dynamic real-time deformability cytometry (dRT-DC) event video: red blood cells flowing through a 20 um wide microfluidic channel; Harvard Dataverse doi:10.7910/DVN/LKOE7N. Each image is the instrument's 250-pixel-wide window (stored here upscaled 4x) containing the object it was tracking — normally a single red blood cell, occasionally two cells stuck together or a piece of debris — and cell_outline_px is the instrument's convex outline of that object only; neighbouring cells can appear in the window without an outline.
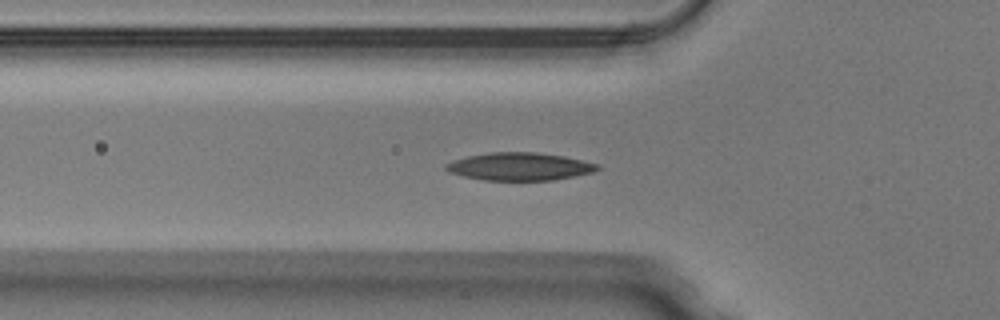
{"species": "Egyptian fruit bat (a non-hibernating species)", "species_latin": "Rousettus aegyptiacus", "temperature_condition": "warm", "stored_images_in_passage": 39, "camera_frame_rate_fps": 3000, "um_per_image_px": 0.085, "animal": {"sex": "male"}, "frame": {"image": 1, "passage_image": 5, "time_ms": 1.333, "image_size_px": [1000, 320], "cell_outline_px": [[600, 168], [592, 172], [552, 180], [484, 180], [464, 176], [452, 172], [444, 168], [444, 164], [468, 156], [488, 152], [536, 152], [564, 156], [600, 164]], "centroid_in_image_um": [44.18, 14.14], "position_along_channel_um": 81.6, "area_um2": 24.28}}
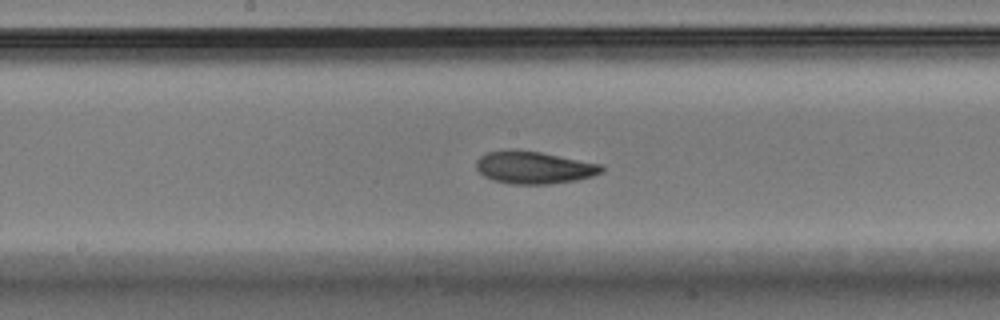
{"frame": {"image": 2, "passage_image": 14, "time_ms": 4.333, "image_size_px": [1000, 320], "cell_outline_px": [[604, 172], [592, 176], [576, 180], [552, 184], [512, 184], [496, 180], [484, 176], [476, 168], [476, 160], [480, 156], [488, 152], [512, 148], [540, 152], [600, 164], [604, 168]], "centroid_in_image_um": [45.38, 14.23], "position_along_channel_um": 202.8, "area_um2": 23.7}}
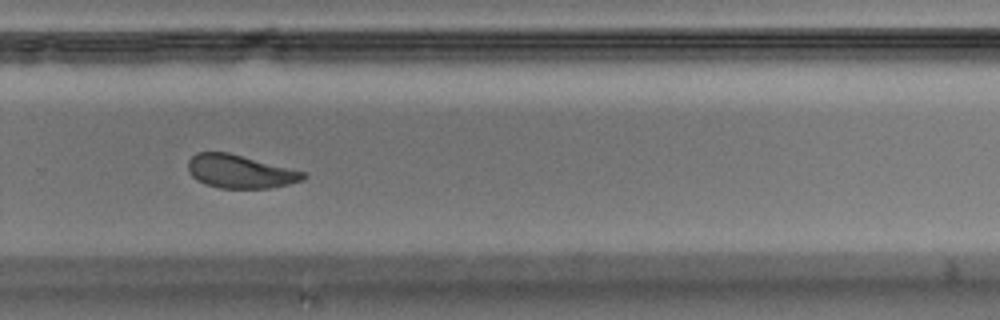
{"frame": {"image": 3, "passage_image": 22, "time_ms": 7.0, "image_size_px": [1000, 320], "cell_outline_px": [[308, 176], [304, 180], [288, 184], [268, 188], [220, 188], [196, 180], [188, 172], [188, 160], [196, 152], [228, 152], [308, 172]], "centroid_in_image_um": [20.44, 14.57], "position_along_channel_um": 309.4, "area_um2": 22.54}, "authors_computed_cell_mechanics": {"area_um2": 23.698, "velocity_mm_per_s": 4.0158, "shape_relaxation_time_tau1_ms": 5.0317, "shape_relaxation_time_tau2_ms": 2.9654, "deformation_change_tau1": 0.1591, "deformation_change_tau2": 0.0834}}